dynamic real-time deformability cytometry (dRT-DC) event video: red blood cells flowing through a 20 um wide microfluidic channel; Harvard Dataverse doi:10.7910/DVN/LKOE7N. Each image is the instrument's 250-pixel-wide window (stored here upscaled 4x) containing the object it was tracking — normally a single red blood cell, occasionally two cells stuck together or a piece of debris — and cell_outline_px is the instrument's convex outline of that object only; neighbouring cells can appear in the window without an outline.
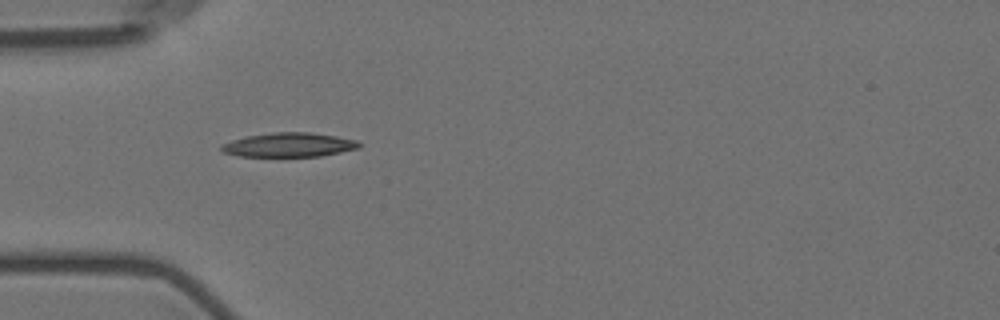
{"species": "Egyptian fruit bat (a non-hibernating species)", "species_latin": "Rousettus aegyptiacus", "temperature_condition": "room temperature", "stored_images_in_passage": 5, "camera_frame_rate_fps": 3000, "um_per_image_px": 0.085, "animal": {"sex": "female"}, "frame": {"image": 1, "passage_image": 4, "time_ms": 4.333, "image_size_px": [1000, 320], "cell_outline_px": [[360, 148], [320, 156], [240, 156], [224, 152], [220, 148], [220, 144], [232, 140], [248, 136], [276, 132], [308, 132], [336, 136], [356, 140], [360, 144]], "centroid_in_image_um": [24.56, 12.31], "position_along_channel_um": 60.4, "area_um2": 19.19}}
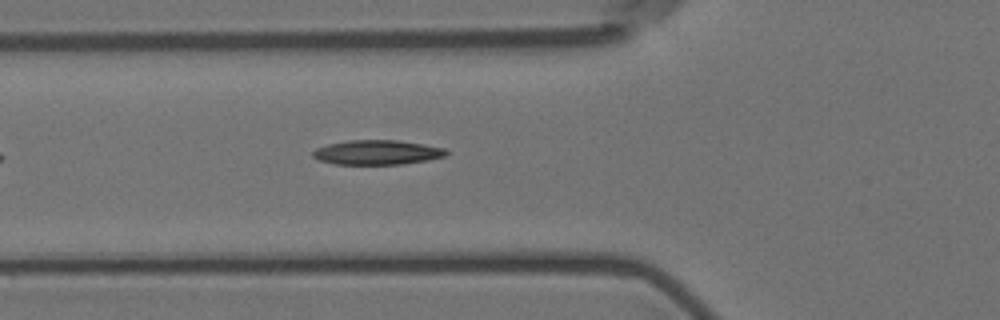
{"frame": {"image": 2, "passage_image": 5, "time_ms": 5.333, "image_size_px": [1000, 320], "cell_outline_px": [[448, 152], [444, 156], [428, 160], [400, 164], [336, 164], [320, 160], [312, 156], [312, 152], [316, 148], [328, 144], [348, 140], [396, 140], [444, 148]], "centroid_in_image_um": [32.02, 12.95], "position_along_channel_um": 93.8, "area_um2": 18.84}}